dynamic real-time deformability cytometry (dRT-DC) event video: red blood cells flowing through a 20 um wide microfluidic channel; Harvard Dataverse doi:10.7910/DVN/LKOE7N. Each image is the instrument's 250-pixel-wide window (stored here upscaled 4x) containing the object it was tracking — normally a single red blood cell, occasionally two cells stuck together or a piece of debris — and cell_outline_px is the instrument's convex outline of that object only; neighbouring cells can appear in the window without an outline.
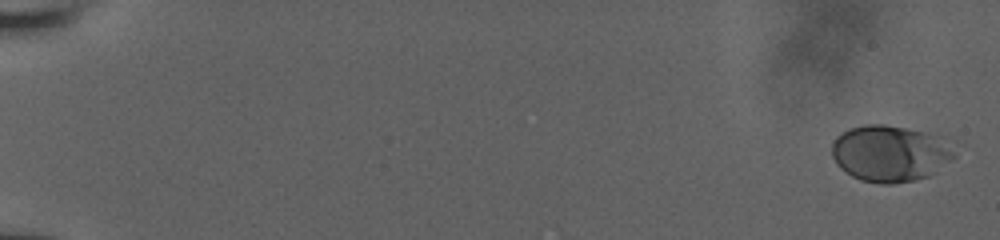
{"species": "human", "species_latin": "Homo sapiens", "temperature_condition": "room temperature", "stored_images_in_passage": 36, "camera_frame_rate_fps": 3000, "um_per_image_px": 0.085, "donor": {"sex": "male"}, "frame": {"image": 1, "passage_image": 1, "time_ms": 0.0, "image_size_px": [1000, 240], "cell_outline_px": [[956, 156], [928, 176], [912, 180], [892, 184], [880, 184], [860, 180], [852, 176], [840, 168], [836, 164], [832, 156], [832, 144], [836, 136], [852, 128], [864, 124], [884, 124], [924, 132], [936, 136]], "centroid_in_image_um": [75.55, 13.06], "position_along_channel_um": 9.4, "area_um2": 39.48}}
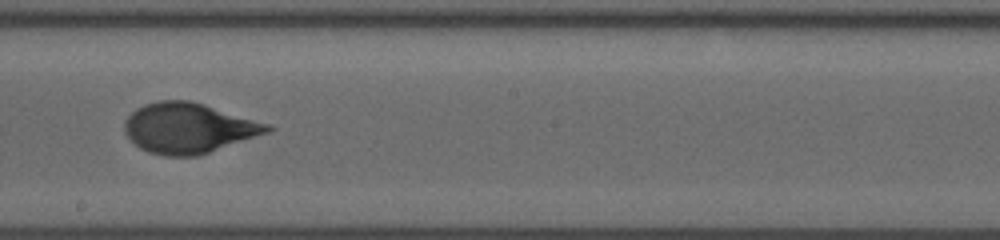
{"frame": {"image": 2, "passage_image": 21, "time_ms": 11.333, "image_size_px": [1000, 240], "cell_outline_px": [[276, 128], [268, 132], [196, 156], [164, 156], [148, 152], [140, 148], [124, 132], [124, 120], [136, 108], [144, 104], [156, 100], [188, 100], [204, 104], [268, 124]], "centroid_in_image_um": [15.98, 10.87], "position_along_channel_um": 232.2, "area_um2": 41.38}}
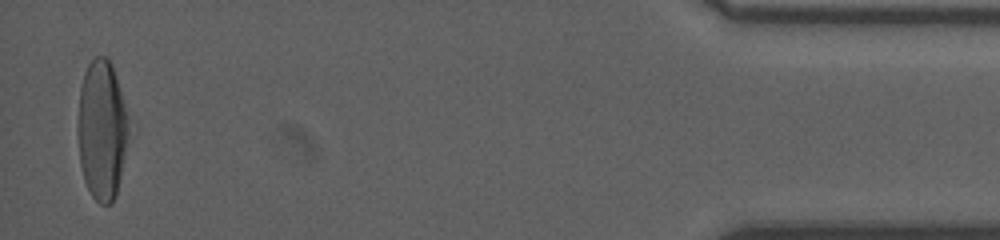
{"frame": {"image": 3, "passage_image": 36, "time_ms": 18.333, "image_size_px": [1000, 240], "cell_outline_px": [[128, 132], [124, 156], [116, 196], [108, 204], [100, 204], [92, 196], [84, 180], [80, 164], [80, 88], [84, 72], [88, 64], [96, 56], [108, 56], [112, 64], [124, 104]], "centroid_in_image_um": [8.66, 11.03], "position_along_channel_um": 426.5, "area_um2": 40.06}, "authors_computed_cell_mechanics": {"area_um2": 40.1421, "velocity_mm_per_s": 3.8582, "shape_relaxation_time_tau1_ms": 3.2038, "shape_relaxation_time_tau2_ms": null, "deformation_change_tau1": 0.166, "deformation_change_tau2": null}}